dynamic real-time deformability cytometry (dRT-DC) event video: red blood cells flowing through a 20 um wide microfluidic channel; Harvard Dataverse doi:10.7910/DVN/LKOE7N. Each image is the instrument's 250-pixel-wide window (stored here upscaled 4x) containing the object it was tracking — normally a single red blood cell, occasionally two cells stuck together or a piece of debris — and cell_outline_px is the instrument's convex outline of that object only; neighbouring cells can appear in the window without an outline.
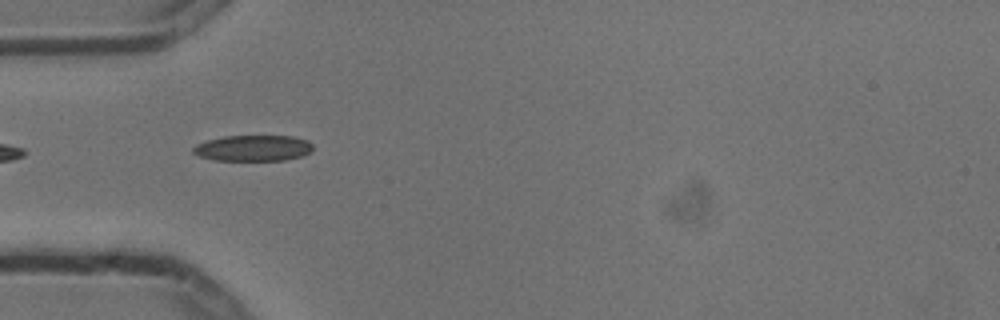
{"species": "common noctule bat (a hibernating species)", "species_latin": "Nyctalus noctula", "temperature_condition": "cold", "stored_images_in_passage": 1, "camera_frame_rate_fps": 3000, "um_per_image_px": 0.085, "animal": {"sex": "male", "body_mass_g": 13.3}, "frame": {"image": 1, "passage_image": 1, "time_ms": 0.0, "image_size_px": [1000, 320], "cell_outline_px": [[312, 152], [304, 156], [284, 160], [216, 160], [200, 156], [192, 152], [192, 148], [196, 144], [208, 140], [224, 136], [292, 136], [308, 140], [312, 144]], "centroid_in_image_um": [21.55, 12.59], "position_along_channel_um": 63.4, "area_um2": 18.15}}